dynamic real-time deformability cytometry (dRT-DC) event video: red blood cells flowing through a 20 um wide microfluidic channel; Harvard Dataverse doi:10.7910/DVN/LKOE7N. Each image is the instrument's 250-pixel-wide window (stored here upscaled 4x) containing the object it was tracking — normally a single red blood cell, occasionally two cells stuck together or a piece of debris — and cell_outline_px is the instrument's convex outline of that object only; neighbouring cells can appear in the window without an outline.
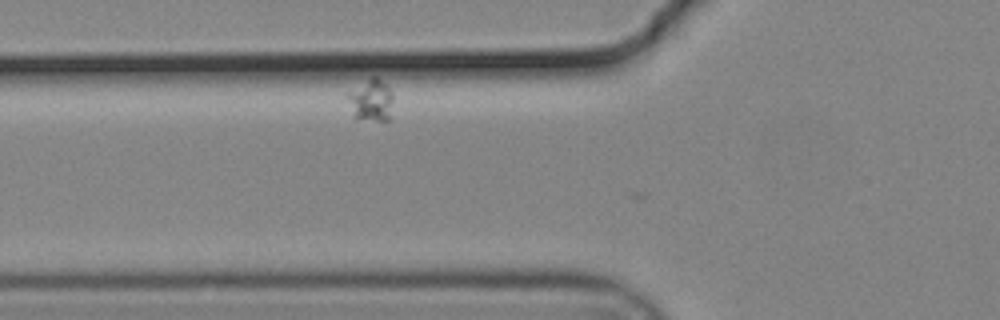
{"species": "common noctule bat (a hibernating species)", "species_latin": "Nyctalus noctula", "temperature_condition": "cold", "stored_images_in_passage": 21, "camera_frame_rate_fps": 3000, "um_per_image_px": 0.085, "animal": {"sex": "male", "body_mass_g": 19.2, "forearm_length_mm": 51.8}, "frame": {"image": 1, "passage_image": 2, "time_ms": 0.333, "image_size_px": [1000, 320], "cell_outline_px": [[392, 120], [356, 120], [352, 116], [348, 96], [348, 92], [372, 76], [376, 76], [392, 92]], "centroid_in_image_um": [31.55, 8.57], "position_along_channel_um": 94.2, "area_um2": 11.21}}
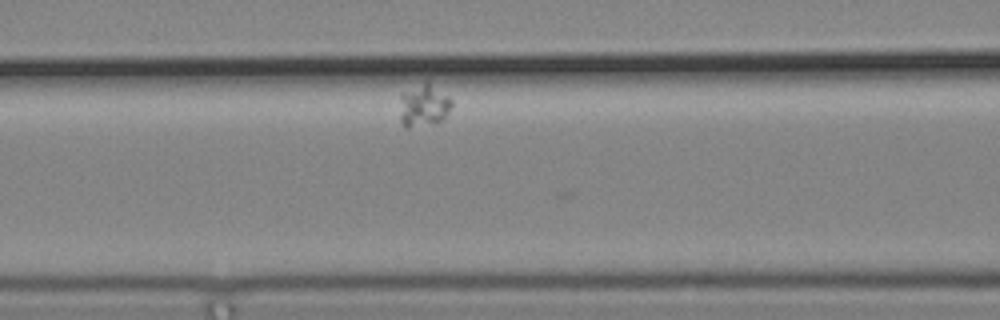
{"frame": {"image": 2, "passage_image": 6, "time_ms": 1.667, "image_size_px": [1000, 320], "cell_outline_px": [[452, 104], [444, 120], [436, 124], [408, 128], [404, 128], [400, 120], [400, 92], [428, 80], [448, 96], [452, 100]], "centroid_in_image_um": [36.0, 8.97], "position_along_channel_um": 130.6, "area_um2": 13.35}}